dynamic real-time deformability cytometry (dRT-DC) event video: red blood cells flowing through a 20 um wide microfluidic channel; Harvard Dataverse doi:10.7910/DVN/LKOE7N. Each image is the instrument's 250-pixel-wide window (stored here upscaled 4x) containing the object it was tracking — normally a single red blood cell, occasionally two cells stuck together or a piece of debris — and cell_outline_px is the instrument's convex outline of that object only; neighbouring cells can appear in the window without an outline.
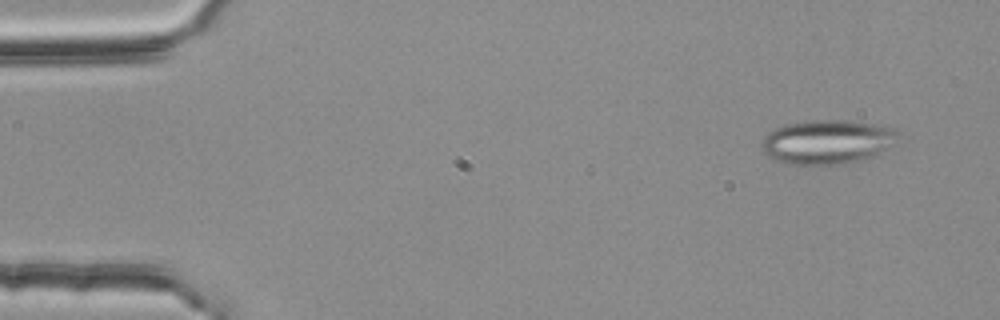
{"species": "common noctule bat (a hibernating species)", "species_latin": "Nyctalus noctula", "temperature_condition": "room temperature", "stored_images_in_passage": 54, "segment_of_instrument_passage": [1, 2], "camera_frame_rate_fps": 3000, "um_per_image_px": 0.085, "animal": {"sex": "female", "body_mass_g": 25.1}, "frame": {"image": 1, "passage_image": 4, "time_ms": 1.0, "image_size_px": [1000, 320], "cell_outline_px": [[896, 144], [864, 160], [848, 164], [816, 168], [788, 164], [776, 160], [768, 156], [764, 152], [760, 144], [760, 140], [768, 132], [776, 128], [788, 124], [804, 120], [848, 120], [876, 124], [892, 128], [896, 132]], "centroid_in_image_um": [70.28, 12.11], "position_along_channel_um": 14.7, "area_um2": 36.18}}